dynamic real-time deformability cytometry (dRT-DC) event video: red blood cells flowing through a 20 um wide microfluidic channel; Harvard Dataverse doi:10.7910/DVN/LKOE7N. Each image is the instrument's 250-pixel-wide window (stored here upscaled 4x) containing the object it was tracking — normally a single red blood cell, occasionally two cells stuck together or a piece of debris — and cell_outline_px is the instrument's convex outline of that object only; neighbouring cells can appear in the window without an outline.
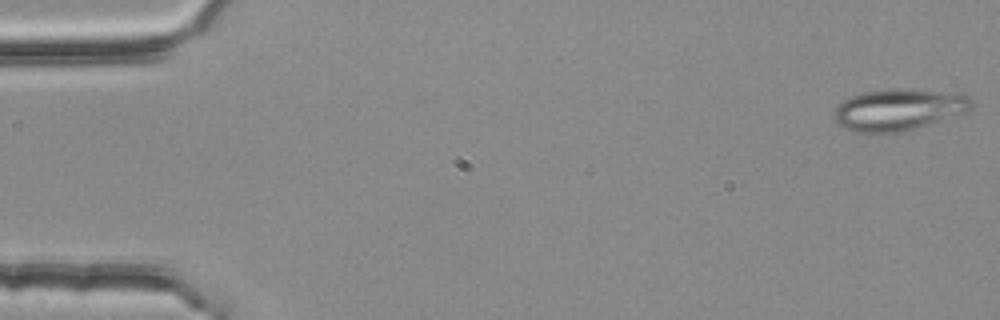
{"species": "common noctule bat (a hibernating species)", "species_latin": "Nyctalus noctula", "temperature_condition": "room temperature", "stored_images_in_passage": 4, "camera_frame_rate_fps": 3000, "um_per_image_px": 0.085, "animal": {"sex": "female", "body_mass_g": 25.1}, "frame": {"image": 1, "passage_image": 1, "time_ms": 0.0, "image_size_px": [1000, 320], "cell_outline_px": [[972, 104], [964, 112], [912, 128], [896, 132], [852, 132], [844, 128], [836, 120], [836, 108], [844, 100], [860, 92], [896, 88], [952, 92], [972, 96]], "centroid_in_image_um": [76.36, 9.29], "position_along_channel_um": 8.6, "area_um2": 32.48}}